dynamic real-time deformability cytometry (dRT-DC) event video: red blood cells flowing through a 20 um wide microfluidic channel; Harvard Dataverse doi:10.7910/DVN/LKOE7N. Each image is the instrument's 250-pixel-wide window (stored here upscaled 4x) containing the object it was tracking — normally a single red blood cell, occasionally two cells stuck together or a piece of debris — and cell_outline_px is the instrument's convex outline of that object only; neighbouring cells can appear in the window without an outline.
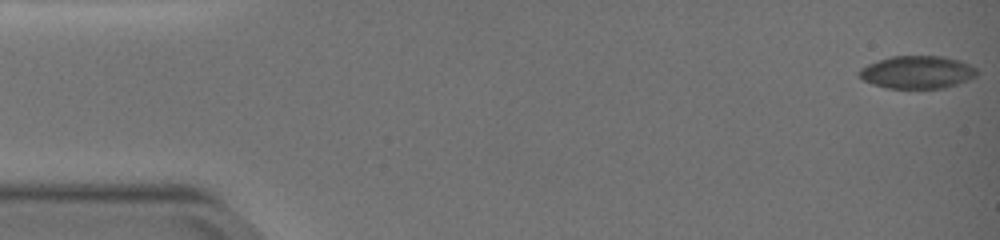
{"species": "common noctule bat (a hibernating species)", "species_latin": "Nyctalus noctula", "temperature_condition": "warm", "stored_images_in_passage": 51, "camera_frame_rate_fps": 3000, "um_per_image_px": 0.085, "animal": {"sex": "female", "body_mass_g": 19.0, "forearm_length_mm": 51.5}, "frame": {"image": 1, "passage_image": 1, "time_ms": 0.0, "image_size_px": [1000, 240], "cell_outline_px": [[980, 72], [976, 76], [968, 80], [944, 88], [888, 88], [872, 84], [856, 76], [856, 72], [860, 68], [868, 64], [892, 56], [940, 56], [960, 60], [976, 68]], "centroid_in_image_um": [77.95, 6.14], "position_along_channel_um": 7.1, "area_um2": 22.54}}
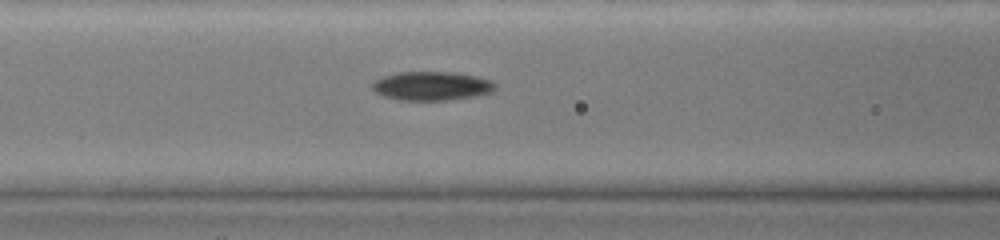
{"frame": {"image": 2, "passage_image": 22, "time_ms": 7.0, "image_size_px": [1000, 240], "cell_outline_px": [[496, 88], [492, 92], [476, 96], [448, 100], [400, 100], [384, 96], [376, 92], [372, 88], [372, 84], [376, 80], [384, 76], [400, 72], [456, 72], [476, 76], [492, 80], [496, 84]], "centroid_in_image_um": [36.74, 7.3], "position_along_channel_um": 129.9, "area_um2": 20.69}}
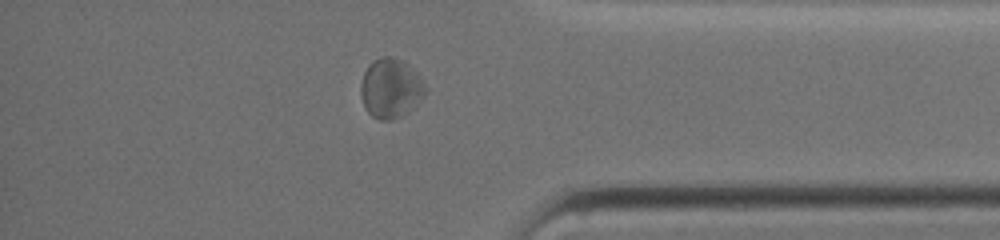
{"frame": {"image": 3, "passage_image": 44, "time_ms": 14.333, "image_size_px": [1000, 240], "cell_outline_px": [[428, 88], [420, 100], [408, 112], [392, 120], [380, 120], [372, 116], [364, 108], [360, 92], [360, 84], [364, 72], [368, 64], [380, 56], [392, 56], [404, 60], [412, 68]], "centroid_in_image_um": [33.19, 7.49], "position_along_channel_um": 402.0, "area_um2": 22.6}, "authors_computed_cell_mechanics": {"area_um2": 21.3282, "velocity_mm_per_s": 3.7904, "shape_relaxation_time_tau1_ms": null, "shape_relaxation_time_tau2_ms": 1.9486, "deformation_change_tau1": null, "deformation_change_tau2": 0.0811}}